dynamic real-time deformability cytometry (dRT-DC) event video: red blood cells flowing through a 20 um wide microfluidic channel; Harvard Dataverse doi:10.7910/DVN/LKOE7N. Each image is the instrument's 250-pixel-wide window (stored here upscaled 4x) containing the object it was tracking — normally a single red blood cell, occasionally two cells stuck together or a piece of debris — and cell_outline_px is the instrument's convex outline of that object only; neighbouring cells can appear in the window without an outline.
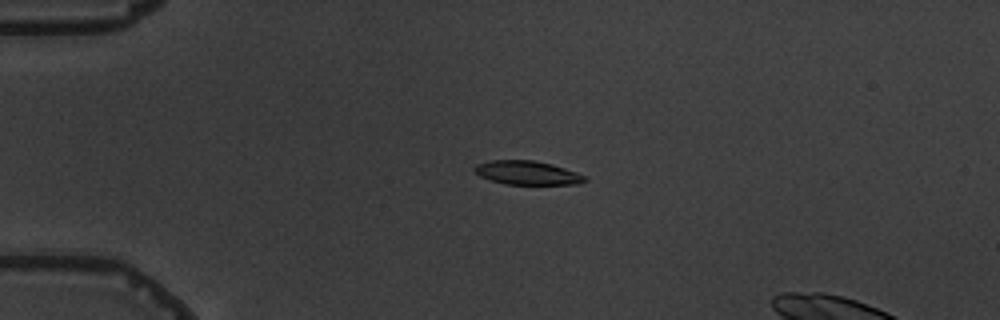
{"species": "common noctule bat (a hibernating species)", "species_latin": "Nyctalus noctula", "temperature_condition": "warm", "stored_images_in_passage": 5, "camera_frame_rate_fps": 3000, "um_per_image_px": 0.085, "animal": {"sex": "male", "body_mass_g": 19.5, "forearm_length_mm": 54.6}, "frame": {"image": 1, "passage_image": 3, "time_ms": 3.333, "image_size_px": [1000, 320], "cell_outline_px": [[588, 180], [580, 184], [504, 184], [480, 176], [472, 168], [476, 164], [492, 160], [532, 160], [552, 164], [576, 172], [584, 176]], "centroid_in_image_um": [44.81, 14.68], "position_along_channel_um": 40.2, "area_um2": 15.2}}